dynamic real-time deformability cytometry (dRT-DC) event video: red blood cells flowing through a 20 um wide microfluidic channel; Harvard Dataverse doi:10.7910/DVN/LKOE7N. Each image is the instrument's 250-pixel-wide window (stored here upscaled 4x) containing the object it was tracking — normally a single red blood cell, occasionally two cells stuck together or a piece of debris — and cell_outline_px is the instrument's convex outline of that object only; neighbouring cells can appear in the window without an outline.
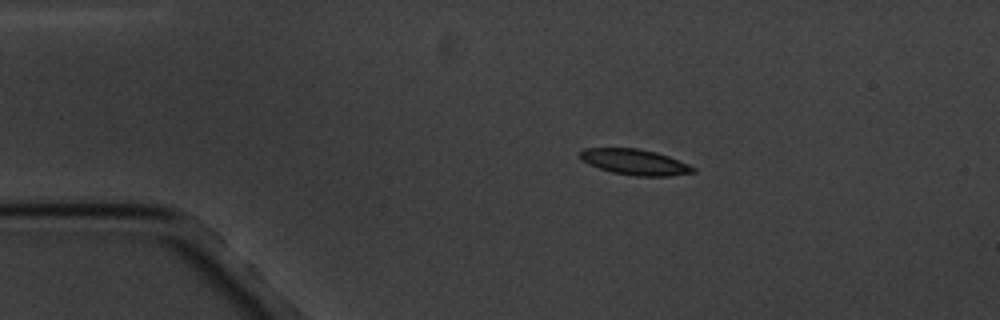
{"species": "common noctule bat (a hibernating species)", "species_latin": "Nyctalus noctula", "temperature_condition": "cold", "stored_images_in_passage": 2, "camera_frame_rate_fps": 3000, "um_per_image_px": 0.085, "animal": {"sex": "male", "body_mass_g": 20.1, "forearm_length_mm": 53.5}, "frame": {"image": 1, "passage_image": 1, "time_ms": 0.0, "image_size_px": [1000, 320], "cell_outline_px": [[696, 172], [668, 176], [636, 176], [612, 172], [588, 164], [580, 160], [580, 152], [584, 148], [636, 148], [656, 152], [668, 156], [688, 164], [696, 168]], "centroid_in_image_um": [53.96, 13.77], "position_along_channel_um": 31.0, "area_um2": 16.88}}